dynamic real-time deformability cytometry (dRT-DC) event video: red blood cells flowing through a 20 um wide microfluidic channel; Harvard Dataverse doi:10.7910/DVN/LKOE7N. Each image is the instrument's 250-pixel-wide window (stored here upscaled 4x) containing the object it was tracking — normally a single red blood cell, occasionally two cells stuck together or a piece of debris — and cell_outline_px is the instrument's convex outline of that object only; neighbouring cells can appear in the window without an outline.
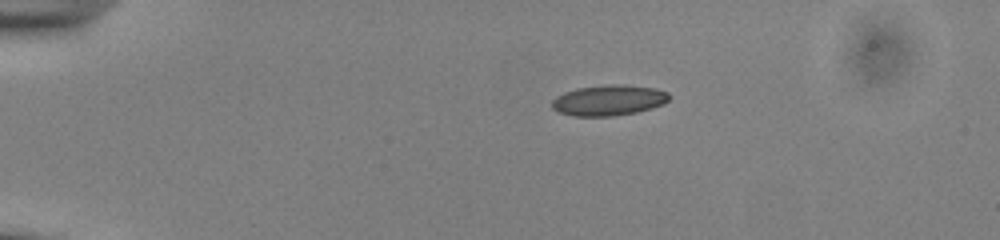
{"species": "common noctule bat (a hibernating species)", "species_latin": "Nyctalus noctula", "temperature_condition": "cold", "stored_images_in_passage": 43, "camera_frame_rate_fps": 3000, "um_per_image_px": 0.085, "animal": {"sex": "male", "body_mass_g": 13.0, "forearm_length_mm": 53.1}, "frame": {"image": 1, "passage_image": 1, "time_ms": 0.0, "image_size_px": [1000, 240], "cell_outline_px": [[668, 100], [664, 104], [652, 108], [636, 112], [612, 116], [572, 116], [560, 112], [552, 108], [552, 100], [556, 96], [564, 92], [576, 88], [608, 84], [624, 84], [656, 88], [668, 92]], "centroid_in_image_um": [51.74, 8.51], "position_along_channel_um": 33.3, "area_um2": 21.04}}
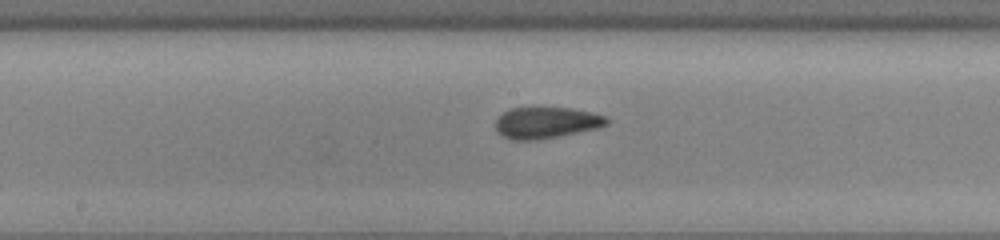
{"frame": {"image": 2, "passage_image": 19, "time_ms": 6.0, "image_size_px": [1000, 240], "cell_outline_px": [[608, 124], [596, 128], [536, 140], [512, 140], [500, 136], [496, 132], [496, 120], [504, 112], [512, 108], [572, 108], [592, 112], [608, 116]], "centroid_in_image_um": [46.42, 10.43], "position_along_channel_um": 201.8, "area_um2": 20.17}}
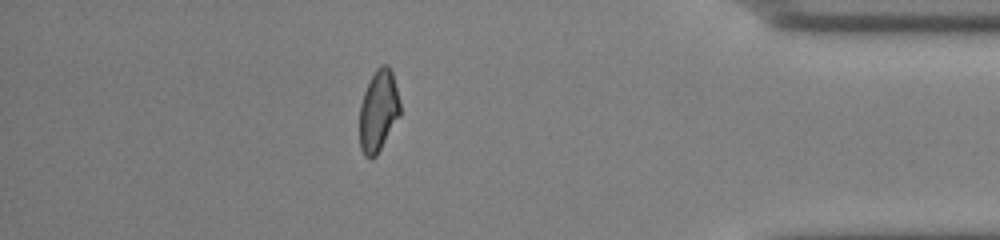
{"frame": {"image": 3, "passage_image": 37, "time_ms": 12.0, "image_size_px": [1000, 240], "cell_outline_px": [[400, 116], [376, 156], [372, 160], [368, 160], [364, 156], [360, 148], [360, 104], [364, 92], [376, 68], [380, 64], [388, 64], [392, 72], [400, 100]], "centroid_in_image_um": [32.17, 9.45], "position_along_channel_um": 403.0, "area_um2": 19.42}, "authors_computed_cell_mechanics": {"area_um2": 20.0566, "velocity_mm_per_s": 3.9, "shape_relaxation_time_tau1_ms": 8.8568, "shape_relaxation_time_tau2_ms": 1.8811, "deformation_change_tau1": 0.1724, "deformation_change_tau2": 0.0639}}